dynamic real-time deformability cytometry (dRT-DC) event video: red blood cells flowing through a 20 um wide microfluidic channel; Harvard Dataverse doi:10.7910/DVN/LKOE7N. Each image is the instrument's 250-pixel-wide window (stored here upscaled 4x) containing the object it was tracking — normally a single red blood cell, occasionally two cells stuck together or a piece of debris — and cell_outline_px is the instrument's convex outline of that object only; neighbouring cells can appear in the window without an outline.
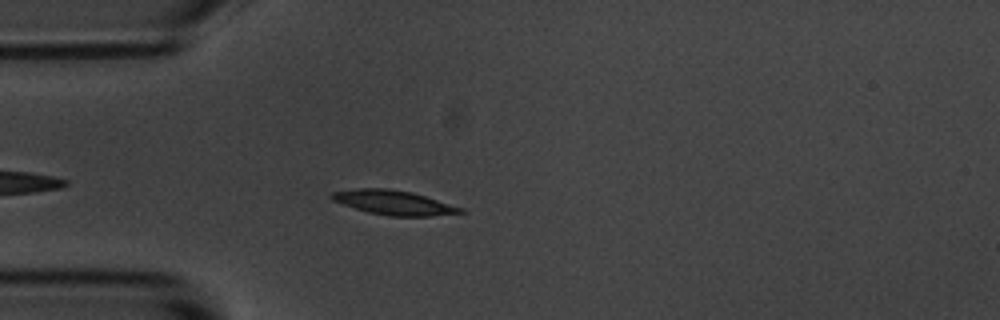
{"species": "common noctule bat (a hibernating species)", "species_latin": "Nyctalus noctula", "temperature_condition": "room temperature", "stored_images_in_passage": 1, "camera_frame_rate_fps": 3000, "um_per_image_px": 0.085, "animal": {"sex": "male", "body_mass_g": 20.1, "forearm_length_mm": 53.5}, "frame": {"image": 1, "passage_image": 1, "time_ms": 0.0, "image_size_px": [1000, 320], "cell_outline_px": [[468, 212], [432, 216], [388, 216], [368, 212], [332, 200], [328, 196], [332, 192], [360, 188], [388, 188], [412, 192], [464, 208]], "centroid_in_image_um": [33.5, 17.22], "position_along_channel_um": 51.5, "area_um2": 18.32}}